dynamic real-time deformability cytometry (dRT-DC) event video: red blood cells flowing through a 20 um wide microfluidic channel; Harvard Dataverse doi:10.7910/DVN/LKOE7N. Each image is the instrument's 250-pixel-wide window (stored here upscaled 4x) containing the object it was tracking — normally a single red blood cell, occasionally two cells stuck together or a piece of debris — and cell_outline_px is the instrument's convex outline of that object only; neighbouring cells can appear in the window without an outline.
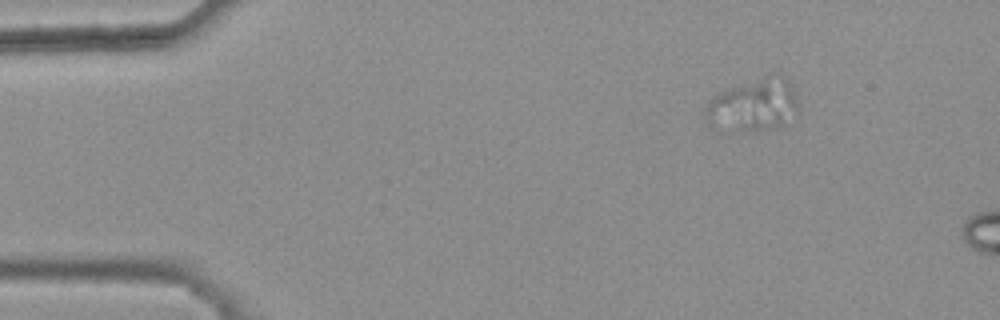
{"species": "common noctule bat (a hibernating species)", "species_latin": "Nyctalus noctula", "temperature_condition": "warm", "stored_images_in_passage": 14, "camera_frame_rate_fps": 3000, "um_per_image_px": 0.085, "animal": {"sex": "female", "body_mass_g": 25.1}, "frame": {"image": 1, "passage_image": 7, "time_ms": 2.0, "image_size_px": [1000, 320], "cell_outline_px": [[796, 108], [784, 124], [780, 128], [712, 128], [708, 124], [704, 112], [708, 104], [720, 92], [768, 72], [780, 72], [788, 76], [796, 100]], "centroid_in_image_um": [64.06, 8.82], "position_along_channel_um": 20.9, "area_um2": 27.98}}